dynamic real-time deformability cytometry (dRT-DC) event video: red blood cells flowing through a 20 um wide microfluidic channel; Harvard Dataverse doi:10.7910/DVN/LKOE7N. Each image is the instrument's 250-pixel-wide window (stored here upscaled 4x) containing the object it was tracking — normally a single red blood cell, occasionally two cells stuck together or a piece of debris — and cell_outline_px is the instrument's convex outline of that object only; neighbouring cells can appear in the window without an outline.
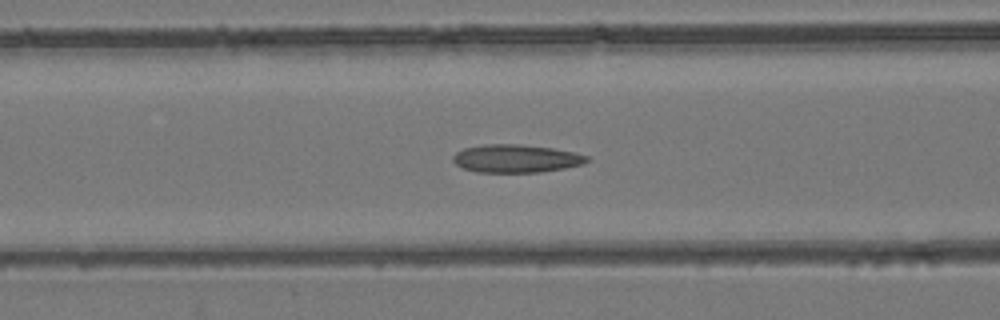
{"species": "common noctule bat (a hibernating species)", "species_latin": "Nyctalus noctula", "temperature_condition": "room temperature", "stored_images_in_passage": 54, "camera_frame_rate_fps": 3000, "um_per_image_px": 0.085, "animal": {"sex": "female", "body_mass_g": 24.6, "forearm_length_mm": 56.2}, "frame": {"image": 1, "passage_image": 22, "time_ms": 7.0, "image_size_px": [1000, 320], "cell_outline_px": [[588, 160], [584, 164], [564, 168], [540, 172], [476, 172], [464, 168], [456, 164], [452, 160], [452, 156], [456, 152], [464, 148], [484, 144], [520, 144], [552, 148], [572, 152], [588, 156]], "centroid_in_image_um": [43.84, 13.47], "position_along_channel_um": 122.8, "area_um2": 21.79}}
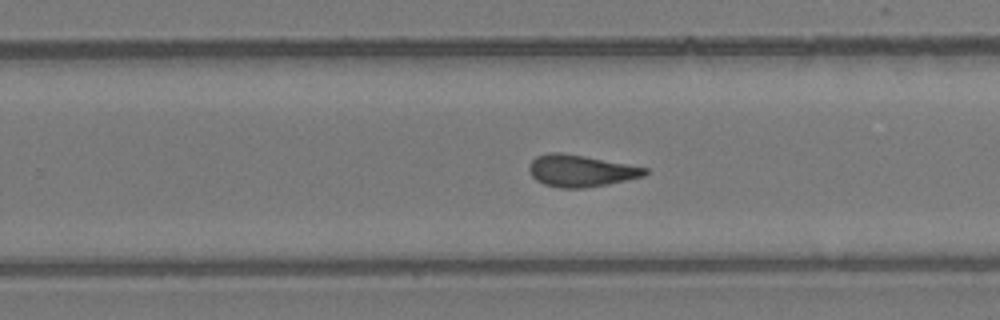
{"frame": {"image": 2, "passage_image": 34, "time_ms": 11.0, "image_size_px": [1000, 320], "cell_outline_px": [[648, 172], [644, 176], [608, 184], [584, 188], [560, 188], [544, 184], [536, 180], [532, 176], [528, 168], [528, 164], [536, 156], [548, 152], [560, 152], [584, 156], [648, 168]], "centroid_in_image_um": [49.33, 14.51], "position_along_channel_um": 280.5, "area_um2": 21.44}}
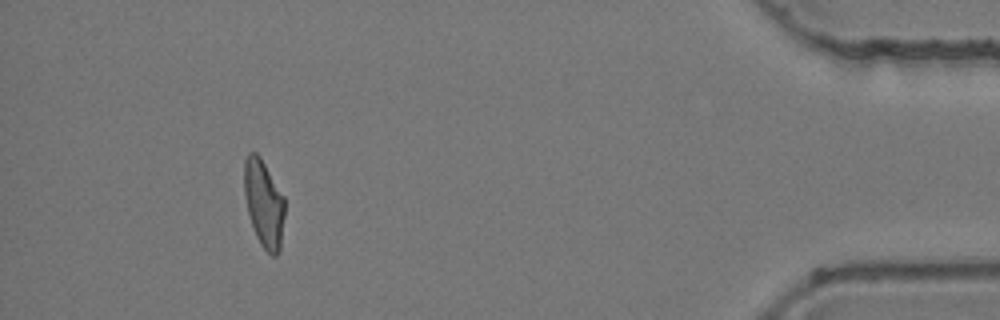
{"frame": {"image": 3, "passage_image": 49, "time_ms": 16.0, "image_size_px": [1000, 320], "cell_outline_px": [[284, 216], [280, 252], [276, 256], [272, 256], [260, 244], [256, 236], [248, 212], [244, 192], [244, 160], [248, 152], [256, 152], [260, 156], [284, 196]], "centroid_in_image_um": [22.43, 17.29], "position_along_channel_um": 412.8, "area_um2": 20.63}, "authors_computed_cell_mechanics": {"area_um2": 21.5016, "velocity_mm_per_s": 3.9432, "shape_relaxation_time_tau1_ms": null, "shape_relaxation_time_tau2_ms": 2.7078, "deformation_change_tau1": null, "deformation_change_tau2": 0.1276}}